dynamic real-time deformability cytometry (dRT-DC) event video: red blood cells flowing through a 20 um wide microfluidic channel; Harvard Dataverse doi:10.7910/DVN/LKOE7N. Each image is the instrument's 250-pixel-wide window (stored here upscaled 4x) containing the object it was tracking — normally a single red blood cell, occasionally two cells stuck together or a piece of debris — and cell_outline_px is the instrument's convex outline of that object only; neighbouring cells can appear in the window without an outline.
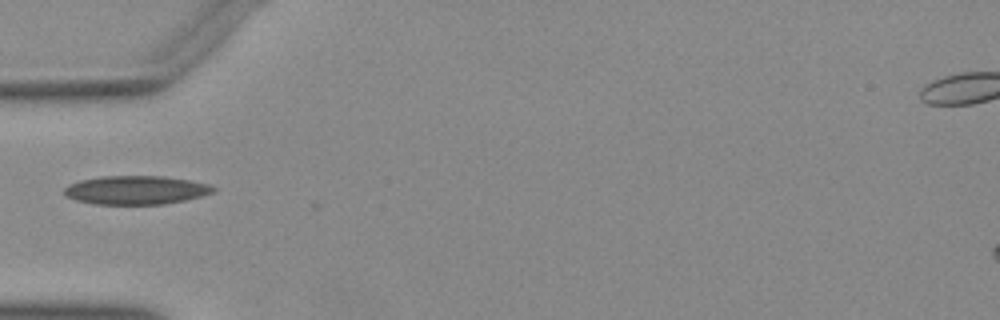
{"species": "Egyptian fruit bat (a non-hibernating species)", "species_latin": "Rousettus aegyptiacus", "temperature_condition": "warm", "stored_images_in_passage": 36, "camera_frame_rate_fps": 3000, "um_per_image_px": 0.085, "animal": {"sex": "female"}, "frame": {"image": 1, "passage_image": 1, "time_ms": 0.0, "image_size_px": [1000, 320], "cell_outline_px": [[216, 188], [212, 192], [200, 196], [184, 200], [164, 204], [92, 204], [76, 200], [64, 196], [64, 188], [68, 184], [80, 180], [104, 176], [164, 176], [188, 180], [208, 184]], "centroid_in_image_um": [11.5, 16.15], "position_along_channel_um": 73.5, "area_um2": 24.8}}
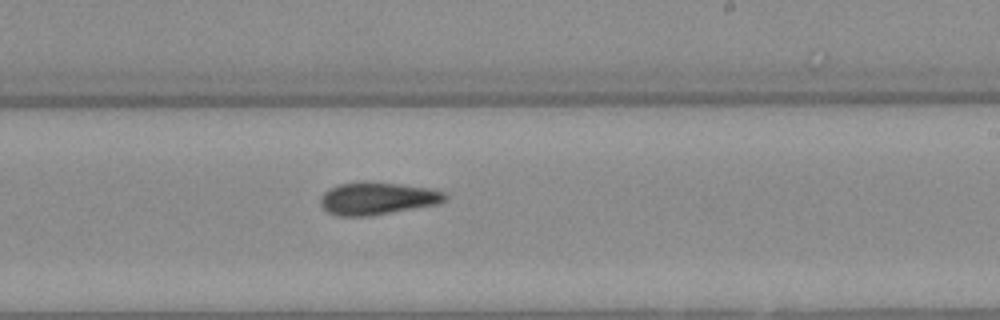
{"frame": {"image": 2, "passage_image": 15, "time_ms": 4.667, "image_size_px": [1000, 320], "cell_outline_px": [[448, 196], [444, 200], [436, 204], [368, 216], [336, 216], [328, 212], [320, 204], [320, 200], [324, 192], [328, 188], [340, 184], [360, 180], [372, 180], [428, 188], [444, 192]], "centroid_in_image_um": [32.02, 16.84], "position_along_channel_um": 257.0, "area_um2": 23.7}}
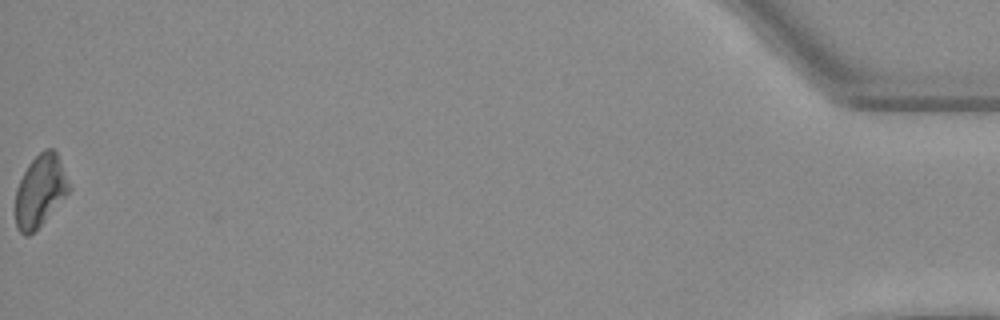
{"frame": {"image": 3, "passage_image": 36, "time_ms": 11.667, "image_size_px": [1000, 320], "cell_outline_px": [[72, 188], [40, 224], [28, 236], [24, 236], [20, 232], [16, 224], [16, 188], [28, 164], [44, 148], [52, 148], [56, 152]], "centroid_in_image_um": [3.41, 16.19], "position_along_channel_um": 431.8, "area_um2": 21.91}}